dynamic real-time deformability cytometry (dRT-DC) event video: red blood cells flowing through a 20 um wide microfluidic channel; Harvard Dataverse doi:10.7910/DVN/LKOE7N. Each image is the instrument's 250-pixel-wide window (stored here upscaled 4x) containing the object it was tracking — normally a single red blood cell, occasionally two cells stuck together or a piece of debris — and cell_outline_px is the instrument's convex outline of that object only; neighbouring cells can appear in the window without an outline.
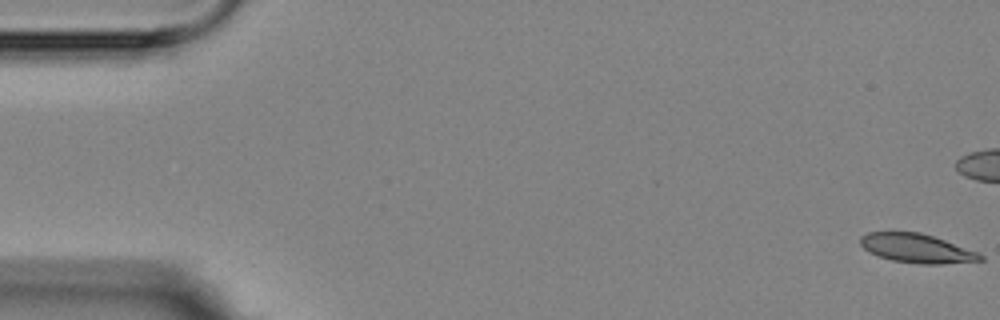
{"species": "Egyptian fruit bat (a non-hibernating species)", "species_latin": "Rousettus aegyptiacus", "temperature_condition": "room temperature", "stored_images_in_passage": 7, "camera_frame_rate_fps": 3000, "um_per_image_px": 0.085, "animal": {"sex": "female"}, "frame": {"image": 1, "passage_image": 1, "time_ms": 0.0, "image_size_px": [1000, 320], "cell_outline_px": [[984, 260], [940, 264], [920, 264], [892, 260], [868, 252], [860, 244], [860, 236], [868, 232], [920, 232], [944, 240], [976, 252], [984, 256]], "centroid_in_image_um": [77.89, 21.11], "position_along_channel_um": 7.1, "area_um2": 20.0}}
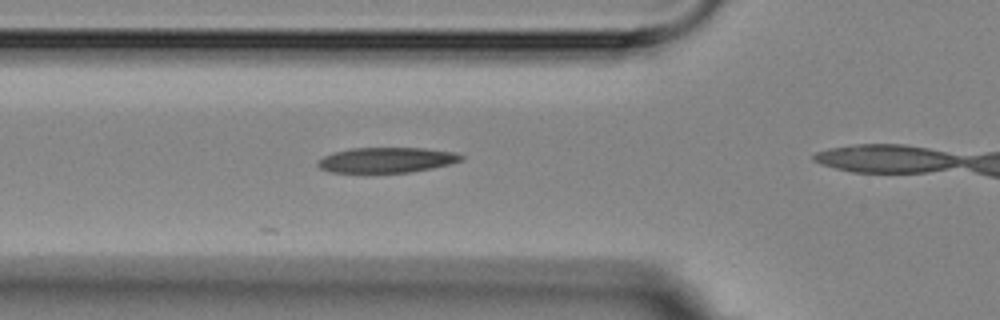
{"frame": {"image": 2, "passage_image": 6, "time_ms": 6.333, "image_size_px": [1000, 320], "cell_outline_px": [[464, 160], [432, 168], [408, 172], [364, 176], [328, 172], [320, 168], [316, 164], [316, 160], [332, 152], [352, 148], [424, 148], [456, 152], [464, 156]], "centroid_in_image_um": [32.76, 13.65], "position_along_channel_um": 93.0, "area_um2": 22.31}}